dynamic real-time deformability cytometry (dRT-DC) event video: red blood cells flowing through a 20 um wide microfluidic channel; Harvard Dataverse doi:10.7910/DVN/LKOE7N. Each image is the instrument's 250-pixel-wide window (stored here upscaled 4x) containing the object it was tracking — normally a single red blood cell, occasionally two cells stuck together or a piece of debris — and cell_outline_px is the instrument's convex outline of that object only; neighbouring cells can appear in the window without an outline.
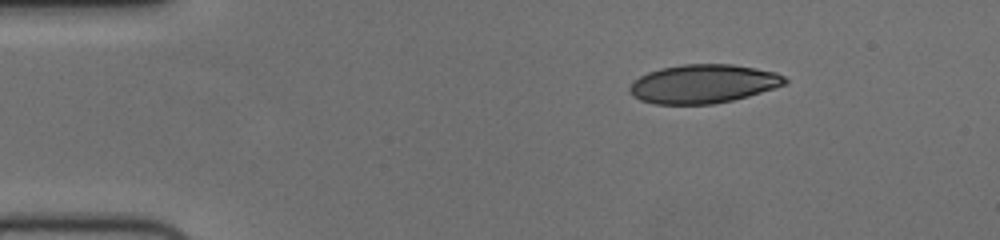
{"species": "human", "species_latin": "Homo sapiens", "temperature_condition": "cold", "stored_images_in_passage": 48, "camera_frame_rate_fps": 3000, "um_per_image_px": 0.085, "donor": {"sex": "female"}, "frame": {"image": 1, "passage_image": 1, "time_ms": 0.0, "image_size_px": [1000, 240], "cell_outline_px": [[788, 80], [784, 84], [748, 96], [732, 100], [712, 104], [652, 104], [640, 100], [632, 96], [628, 92], [628, 88], [640, 76], [648, 72], [660, 68], [680, 64], [732, 64], [756, 68], [776, 72], [784, 76]], "centroid_in_image_um": [59.73, 7.12], "position_along_channel_um": 25.3, "area_um2": 35.03}}
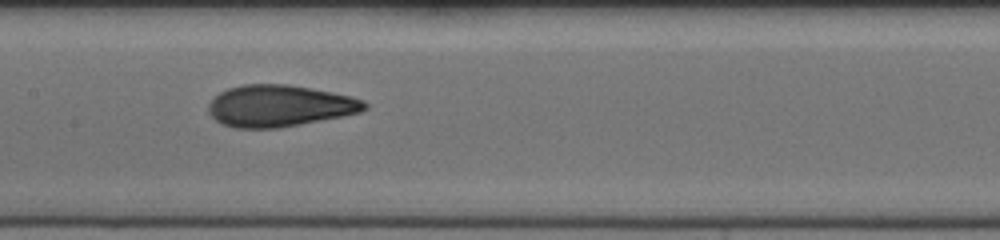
{"frame": {"image": 2, "passage_image": 20, "time_ms": 6.333, "image_size_px": [1000, 240], "cell_outline_px": [[368, 108], [360, 112], [344, 116], [276, 128], [236, 128], [220, 124], [208, 112], [208, 104], [220, 92], [228, 88], [244, 84], [288, 84], [312, 88], [352, 96], [364, 100], [368, 104]], "centroid_in_image_um": [23.77, 8.99], "position_along_channel_um": 183.6, "area_um2": 37.97}}
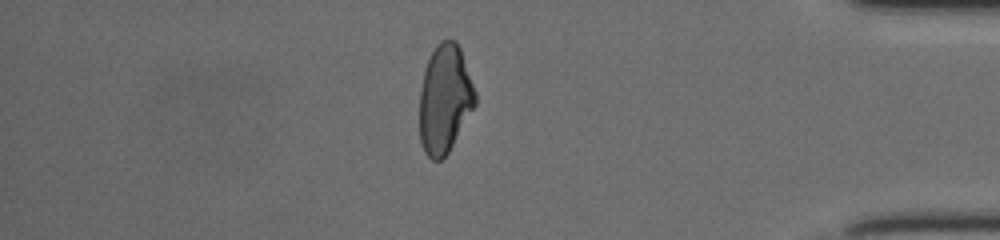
{"frame": {"image": 3, "passage_image": 40, "time_ms": 13.0, "image_size_px": [1000, 240], "cell_outline_px": [[476, 104], [448, 152], [440, 160], [432, 160], [424, 152], [420, 140], [420, 88], [424, 68], [436, 44], [440, 40], [456, 40], [460, 48], [476, 92]], "centroid_in_image_um": [37.79, 8.4], "position_along_channel_um": 397.4, "area_um2": 35.08}, "authors_computed_cell_mechanics": {"area_um2": 36.6163, "velocity_mm_per_s": 3.7267, "shape_relaxation_time_tau1_ms": 4.6832, "shape_relaxation_time_tau2_ms": 1.3765, "deformation_change_tau1": 0.1676, "deformation_change_tau2": 0.0656}}